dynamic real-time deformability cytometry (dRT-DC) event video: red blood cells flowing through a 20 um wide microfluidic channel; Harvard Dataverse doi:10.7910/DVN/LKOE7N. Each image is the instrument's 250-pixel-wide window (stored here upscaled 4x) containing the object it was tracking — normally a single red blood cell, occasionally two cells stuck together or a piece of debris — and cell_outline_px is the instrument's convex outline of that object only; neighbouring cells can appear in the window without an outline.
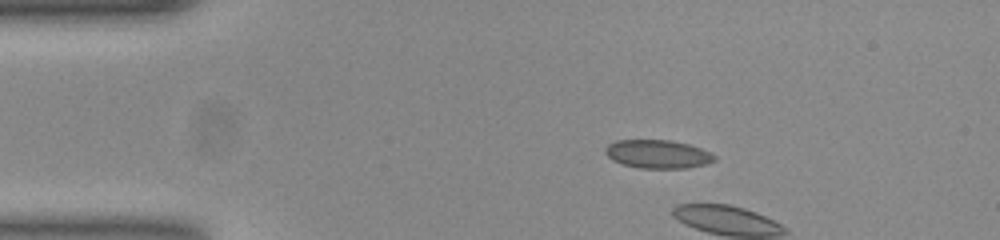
{"species": "common noctule bat (a hibernating species)", "species_latin": "Nyctalus noctula", "temperature_condition": "room temperature", "stored_images_in_passage": 3, "camera_frame_rate_fps": 3000, "um_per_image_px": 0.085, "animal": {"sex": "female", "body_mass_g": 23.0, "forearm_length_mm": 53.4}, "frame": {"image": 1, "passage_image": 1, "time_ms": 0.0, "image_size_px": [1000, 240], "cell_outline_px": [[716, 160], [704, 164], [688, 168], [640, 168], [624, 164], [612, 160], [604, 152], [604, 148], [608, 144], [616, 140], [672, 140], [688, 144], [712, 152], [716, 156]], "centroid_in_image_um": [55.91, 13.09], "position_along_channel_um": 29.1, "area_um2": 18.15}}